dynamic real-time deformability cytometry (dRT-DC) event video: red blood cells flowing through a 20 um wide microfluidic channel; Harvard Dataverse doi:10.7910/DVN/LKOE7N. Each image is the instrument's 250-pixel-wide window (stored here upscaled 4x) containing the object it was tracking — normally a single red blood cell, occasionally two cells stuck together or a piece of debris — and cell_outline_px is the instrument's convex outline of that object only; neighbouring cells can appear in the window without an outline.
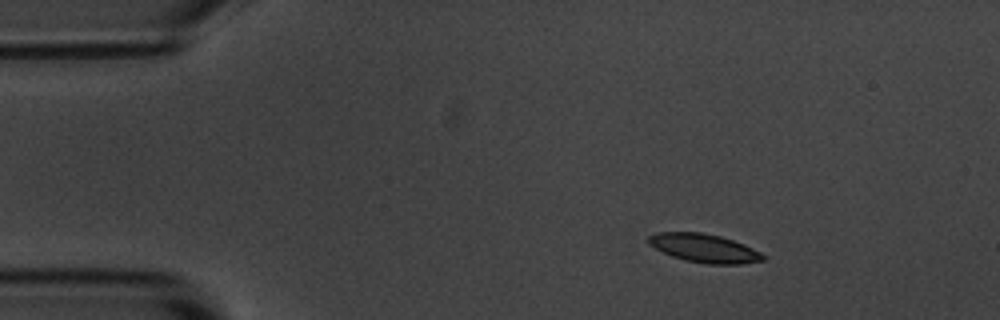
{"species": "common noctule bat (a hibernating species)", "species_latin": "Nyctalus noctula", "temperature_condition": "room temperature", "stored_images_in_passage": 3, "camera_frame_rate_fps": 3000, "um_per_image_px": 0.085, "animal": {"sex": "male", "body_mass_g": 20.1, "forearm_length_mm": 53.5}, "frame": {"image": 1, "passage_image": 1, "time_ms": 0.0, "image_size_px": [1000, 320], "cell_outline_px": [[764, 260], [740, 264], [708, 264], [684, 260], [672, 256], [648, 244], [648, 236], [656, 232], [704, 232], [720, 236], [744, 244], [760, 252], [764, 256]], "centroid_in_image_um": [59.84, 21.09], "position_along_channel_um": 25.2, "area_um2": 18.96}}